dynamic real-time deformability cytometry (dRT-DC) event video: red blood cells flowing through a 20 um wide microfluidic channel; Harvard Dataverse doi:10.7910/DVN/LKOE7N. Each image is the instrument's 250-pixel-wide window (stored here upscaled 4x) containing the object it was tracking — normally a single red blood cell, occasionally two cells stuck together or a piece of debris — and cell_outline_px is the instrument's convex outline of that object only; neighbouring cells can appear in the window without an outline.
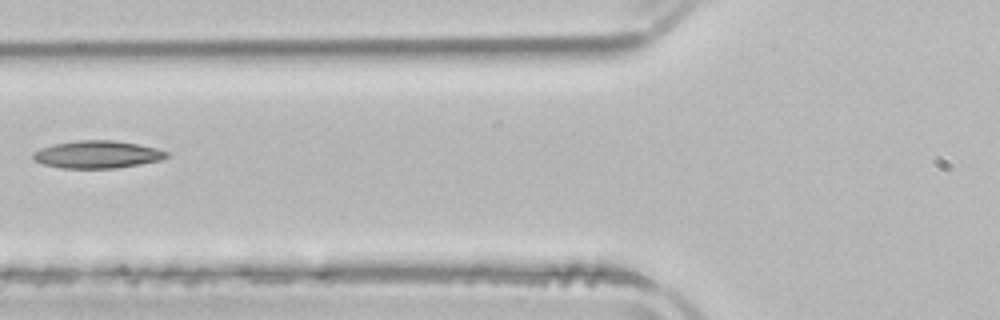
{"species": "common noctule bat (a hibernating species)", "species_latin": "Nyctalus noctula", "temperature_condition": "room temperature", "stored_images_in_passage": 3, "camera_frame_rate_fps": 3000, "um_per_image_px": 0.085, "animal": {"sex": "male", "body_mass_g": 21.5, "forearm_length_mm": 52.0}, "frame": {"image": 1, "passage_image": 3, "time_ms": 3.0, "image_size_px": [1000, 320], "cell_outline_px": [[168, 156], [160, 160], [140, 164], [116, 168], [60, 168], [44, 164], [36, 160], [32, 156], [32, 152], [40, 148], [56, 144], [80, 140], [112, 140], [136, 144], [156, 148], [168, 152]], "centroid_in_image_um": [8.26, 13.13], "position_along_channel_um": 117.5, "area_um2": 21.15}}